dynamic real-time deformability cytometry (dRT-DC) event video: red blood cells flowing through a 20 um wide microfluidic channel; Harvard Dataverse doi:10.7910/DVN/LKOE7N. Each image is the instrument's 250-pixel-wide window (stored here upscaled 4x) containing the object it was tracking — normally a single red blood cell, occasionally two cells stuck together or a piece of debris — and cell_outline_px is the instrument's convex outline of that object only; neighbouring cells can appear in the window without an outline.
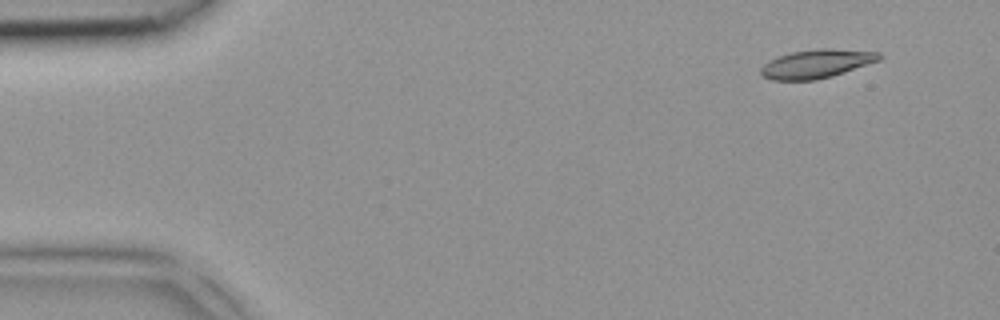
{"species": "common noctule bat (a hibernating species)", "species_latin": "Nyctalus noctula", "temperature_condition": "room temperature", "stored_images_in_passage": 5, "camera_frame_rate_fps": 3000, "um_per_image_px": 0.085, "animal": {"sex": "female", "body_mass_g": 18.4}, "frame": {"image": 1, "passage_image": 2, "time_ms": 0.333, "image_size_px": [1000, 320], "cell_outline_px": [[884, 56], [880, 60], [832, 76], [816, 80], [772, 80], [764, 76], [760, 72], [760, 68], [764, 64], [780, 56], [792, 52], [820, 48], [832, 48], [880, 52]], "centroid_in_image_um": [69.45, 5.41], "position_along_channel_um": 15.5, "area_um2": 19.65}}
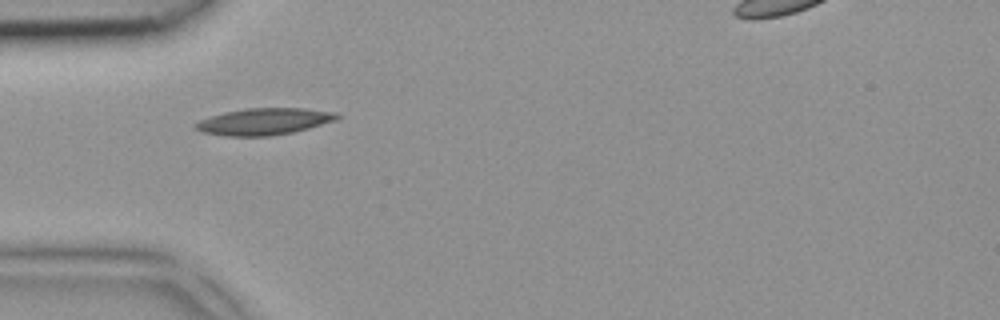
{"frame": {"image": 2, "passage_image": 5, "time_ms": 1.333, "image_size_px": [1000, 320], "cell_outline_px": [[340, 116], [336, 120], [308, 128], [292, 132], [268, 136], [224, 136], [200, 132], [192, 128], [192, 124], [200, 120], [224, 112], [244, 108], [304, 108], [336, 112]], "centroid_in_image_um": [22.39, 10.33], "position_along_channel_um": 62.6, "area_um2": 22.14}}